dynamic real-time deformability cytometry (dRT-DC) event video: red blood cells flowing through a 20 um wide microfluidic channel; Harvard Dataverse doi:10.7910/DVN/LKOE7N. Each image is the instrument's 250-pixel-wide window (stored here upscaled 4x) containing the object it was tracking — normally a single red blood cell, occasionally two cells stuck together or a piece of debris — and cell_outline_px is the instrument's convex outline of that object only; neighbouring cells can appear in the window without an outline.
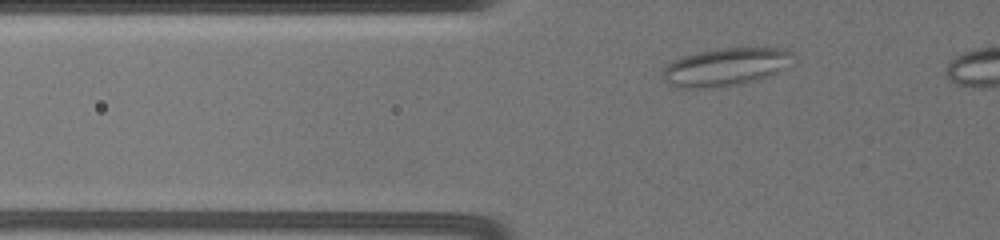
{"species": "common noctule bat (a hibernating species)", "species_latin": "Nyctalus noctula", "temperature_condition": "warm", "stored_images_in_passage": 19, "camera_frame_rate_fps": 3000, "um_per_image_px": 0.085, "animal": {"sex": "female", "body_mass_g": 19.5, "forearm_length_mm": 54.1}, "frame": {"image": 1, "passage_image": 10, "time_ms": 2.0, "image_size_px": [1000, 240], "cell_outline_px": [[792, 52], [784, 68], [768, 76], [756, 80], [732, 84], [672, 84], [664, 80], [660, 76], [660, 72], [672, 60], [696, 52], [720, 48], [784, 48]], "centroid_in_image_um": [61.68, 5.6], "position_along_channel_um": 64.1, "area_um2": 26.99}}
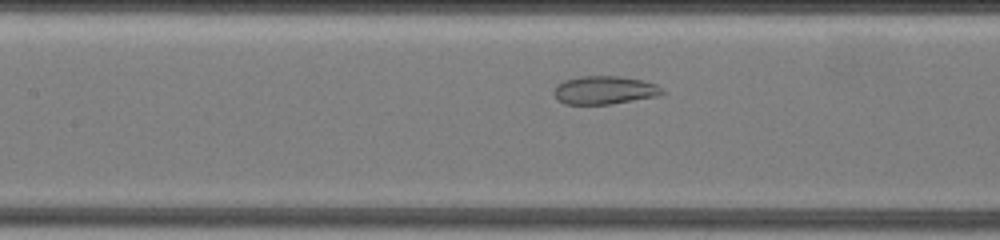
{"frame": {"image": 2, "passage_image": 19, "time_ms": 5.0, "image_size_px": [1000, 240], "cell_outline_px": [[664, 92], [656, 96], [612, 104], [564, 104], [552, 92], [556, 84], [564, 80], [580, 76], [620, 76], [644, 80], [656, 84]], "centroid_in_image_um": [51.35, 7.65], "position_along_channel_um": 156.1, "area_um2": 17.8}}